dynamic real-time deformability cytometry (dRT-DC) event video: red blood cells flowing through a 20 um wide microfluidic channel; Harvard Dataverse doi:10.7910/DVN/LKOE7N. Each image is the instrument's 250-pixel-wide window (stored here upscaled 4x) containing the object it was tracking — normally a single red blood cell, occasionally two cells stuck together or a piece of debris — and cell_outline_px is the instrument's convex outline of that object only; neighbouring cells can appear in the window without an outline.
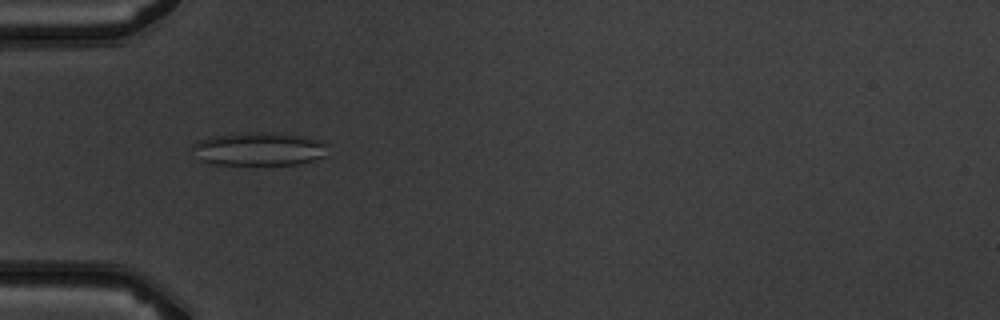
{"species": "common noctule bat (a hibernating species)", "species_latin": "Nyctalus noctula", "temperature_condition": "warm", "stored_images_in_passage": 4, "camera_frame_rate_fps": 3000, "um_per_image_px": 0.085, "animal": {"sex": "male", "body_mass_g": 19.5, "forearm_length_mm": 54.6}, "frame": {"image": 1, "passage_image": 3, "time_ms": 3.0, "image_size_px": [1000, 320], "cell_outline_px": [[324, 156], [300, 164], [208, 164], [200, 160], [188, 148], [196, 140], [212, 136], [252, 132], [272, 132], [300, 136], [316, 140], [324, 144]], "centroid_in_image_um": [21.86, 12.66], "position_along_channel_um": 63.1, "area_um2": 26.13}}
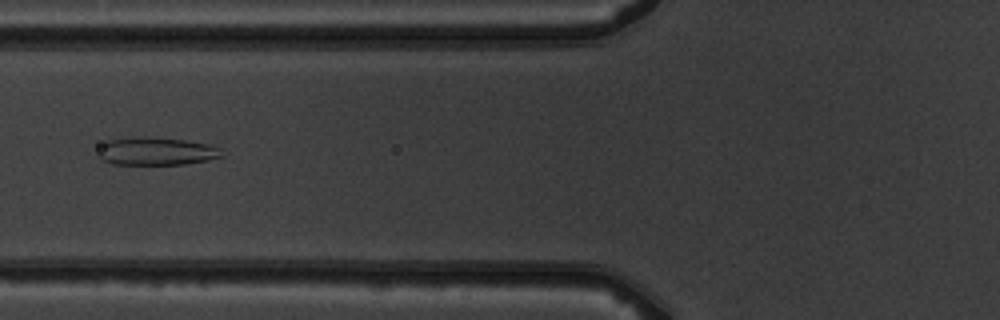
{"frame": {"image": 2, "passage_image": 4, "time_ms": 4.333, "image_size_px": [1000, 320], "cell_outline_px": [[224, 156], [208, 160], [184, 164], [112, 164], [100, 160], [96, 156], [100, 144], [108, 140], [140, 136], [184, 140], [208, 144], [220, 148]], "centroid_in_image_um": [13.22, 12.86], "position_along_channel_um": 112.6, "area_um2": 20.29}}